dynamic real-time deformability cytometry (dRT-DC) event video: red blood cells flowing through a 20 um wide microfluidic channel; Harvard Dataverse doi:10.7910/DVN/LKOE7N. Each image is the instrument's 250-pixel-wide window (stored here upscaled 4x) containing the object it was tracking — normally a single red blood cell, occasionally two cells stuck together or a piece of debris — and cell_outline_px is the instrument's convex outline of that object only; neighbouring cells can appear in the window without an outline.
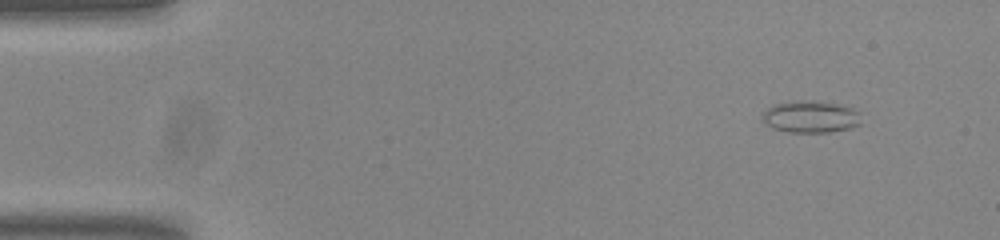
{"species": "common noctule bat (a hibernating species)", "species_latin": "Nyctalus noctula", "temperature_condition": "room temperature", "stored_images_in_passage": 14, "camera_frame_rate_fps": 3000, "um_per_image_px": 0.085, "animal": {"sex": "male", "body_mass_g": 20.0, "forearm_length_mm": 53.3}, "frame": {"image": 1, "passage_image": 3, "time_ms": 0.667, "image_size_px": [1000, 240], "cell_outline_px": [[860, 124], [852, 128], [828, 132], [788, 132], [772, 128], [760, 116], [772, 104], [792, 100], [812, 100], [836, 104], [852, 108], [860, 112]], "centroid_in_image_um": [68.9, 9.91], "position_along_channel_um": 16.1, "area_um2": 18.55}}